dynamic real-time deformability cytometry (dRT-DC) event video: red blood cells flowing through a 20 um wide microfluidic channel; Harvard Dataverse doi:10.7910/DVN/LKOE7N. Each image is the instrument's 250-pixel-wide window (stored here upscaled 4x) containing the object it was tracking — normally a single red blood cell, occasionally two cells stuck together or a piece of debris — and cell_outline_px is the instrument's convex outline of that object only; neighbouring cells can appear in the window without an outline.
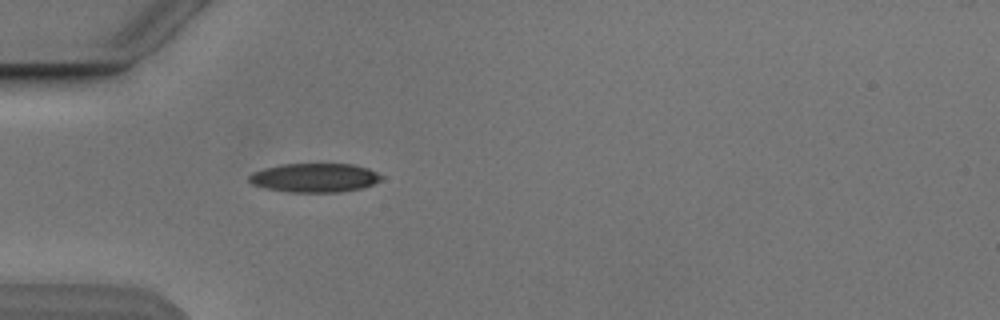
{"species": "Egyptian fruit bat (a non-hibernating species)", "species_latin": "Rousettus aegyptiacus", "temperature_condition": "cold", "stored_images_in_passage": 3, "camera_frame_rate_fps": 3000, "um_per_image_px": 0.085, "animal": {"sex": "male"}, "frame": {"image": 1, "passage_image": 3, "time_ms": 2.333, "image_size_px": [1000, 320], "cell_outline_px": [[384, 176], [380, 180], [372, 184], [360, 188], [340, 192], [288, 192], [268, 188], [252, 184], [248, 180], [248, 176], [252, 172], [264, 168], [280, 164], [352, 164], [368, 168]], "centroid_in_image_um": [26.73, 15.1], "position_along_channel_um": 58.3, "area_um2": 22.25}}